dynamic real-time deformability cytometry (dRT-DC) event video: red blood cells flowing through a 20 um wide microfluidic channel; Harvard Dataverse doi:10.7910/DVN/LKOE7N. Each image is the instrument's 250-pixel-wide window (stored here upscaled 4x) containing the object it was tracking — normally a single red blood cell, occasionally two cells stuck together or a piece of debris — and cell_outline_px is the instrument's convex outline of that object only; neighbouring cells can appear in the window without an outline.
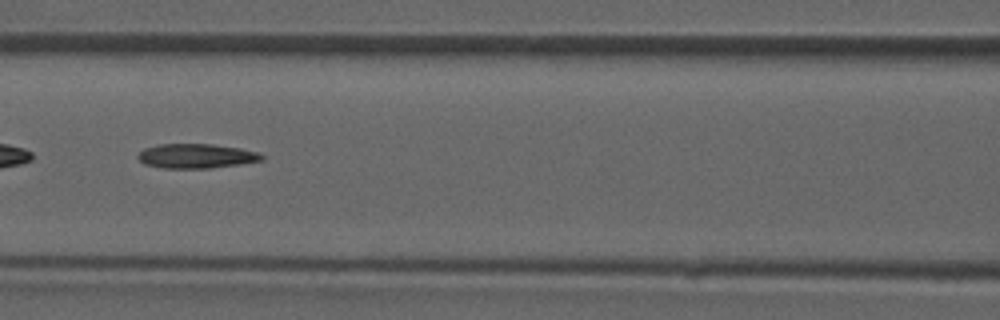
{"species": "common noctule bat (a hibernating species)", "species_latin": "Nyctalus noctula", "temperature_condition": "room temperature", "stored_images_in_passage": 48, "camera_frame_rate_fps": 3000, "um_per_image_px": 0.085, "animal": {"sex": "male", "forearm_length_mm": 52.5}, "frame": {"image": 1, "passage_image": 21, "time_ms": 6.667, "image_size_px": [1000, 320], "cell_outline_px": [[264, 160], [240, 164], [212, 168], [164, 168], [144, 164], [136, 156], [144, 148], [160, 144], [212, 144], [240, 148], [260, 152], [264, 156]], "centroid_in_image_um": [16.71, 13.26], "position_along_channel_um": 149.9, "area_um2": 17.74}}